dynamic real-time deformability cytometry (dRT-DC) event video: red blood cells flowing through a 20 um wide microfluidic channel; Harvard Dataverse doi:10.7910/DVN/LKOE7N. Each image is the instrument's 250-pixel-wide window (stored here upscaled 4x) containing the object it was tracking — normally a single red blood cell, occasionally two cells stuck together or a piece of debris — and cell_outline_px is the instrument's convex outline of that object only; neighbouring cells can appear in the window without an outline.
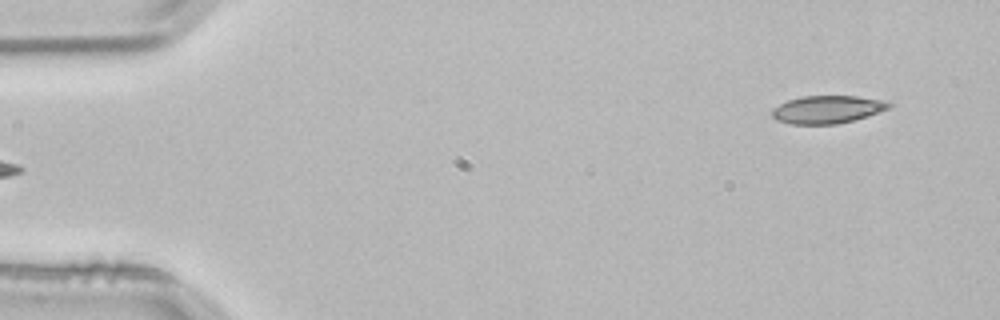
{"species": "common noctule bat (a hibernating species)", "species_latin": "Nyctalus noctula", "temperature_condition": "room temperature", "stored_images_in_passage": 4, "camera_frame_rate_fps": 3000, "um_per_image_px": 0.085, "animal": {"sex": "male", "body_mass_g": 21.5, "forearm_length_mm": 52.0}, "frame": {"image": 1, "passage_image": 4, "time_ms": 1.0, "image_size_px": [1000, 320], "cell_outline_px": [[892, 104], [888, 108], [868, 116], [836, 124], [792, 124], [776, 120], [772, 116], [772, 108], [788, 100], [800, 96], [856, 96], [880, 100]], "centroid_in_image_um": [70.27, 9.3], "position_along_channel_um": 14.7, "area_um2": 18.73}}